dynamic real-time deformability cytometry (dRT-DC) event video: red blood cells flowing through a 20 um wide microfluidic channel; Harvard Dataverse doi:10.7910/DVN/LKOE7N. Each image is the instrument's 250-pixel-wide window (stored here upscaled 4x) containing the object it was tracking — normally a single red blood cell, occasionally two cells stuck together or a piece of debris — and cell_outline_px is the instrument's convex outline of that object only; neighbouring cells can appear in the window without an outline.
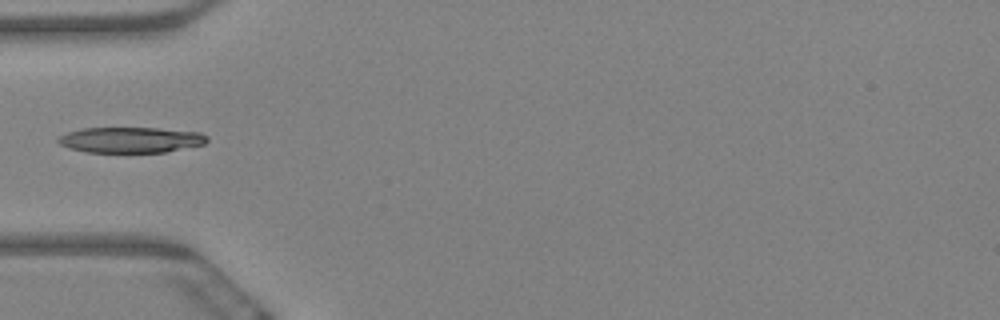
{"species": "Egyptian fruit bat (a non-hibernating species)", "species_latin": "Rousettus aegyptiacus", "temperature_condition": "warm", "stored_images_in_passage": 10, "camera_frame_rate_fps": 3000, "um_per_image_px": 0.085, "animal": {"sex": "female"}, "frame": {"image": 1, "passage_image": 5, "time_ms": 1.333, "image_size_px": [1000, 320], "cell_outline_px": [[208, 140], [204, 144], [164, 152], [88, 152], [68, 148], [60, 144], [56, 140], [60, 136], [68, 132], [84, 128], [156, 128], [200, 132], [208, 136]], "centroid_in_image_um": [11.11, 11.89], "position_along_channel_um": 73.9, "area_um2": 22.14}}
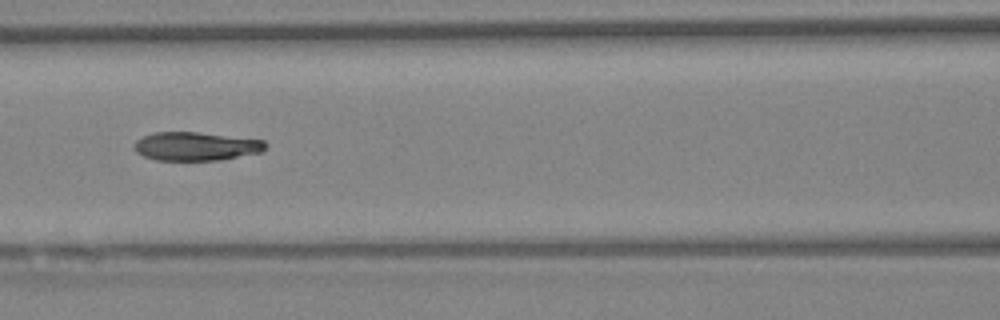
{"frame": {"image": 2, "passage_image": 7, "time_ms": 2.0, "image_size_px": [1000, 320], "cell_outline_px": [[268, 144], [260, 152], [220, 160], [156, 160], [144, 156], [136, 152], [136, 140], [152, 132], [196, 132], [264, 140]], "centroid_in_image_um": [16.65, 12.43], "position_along_channel_um": 149.9, "area_um2": 21.62}}
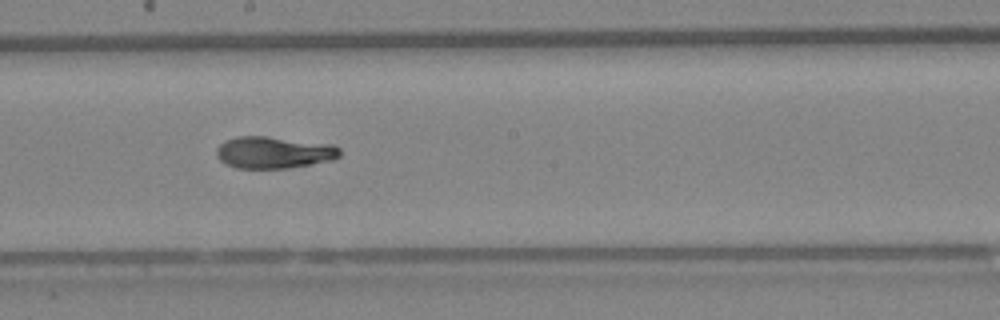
{"frame": {"image": 3, "passage_image": 9, "time_ms": 2.667, "image_size_px": [1000, 320], "cell_outline_px": [[340, 156], [332, 160], [312, 164], [288, 168], [236, 168], [224, 164], [216, 156], [216, 148], [224, 140], [236, 136], [264, 136], [332, 144], [340, 148]], "centroid_in_image_um": [23.24, 12.96], "position_along_channel_um": 225.0, "area_um2": 23.06}}